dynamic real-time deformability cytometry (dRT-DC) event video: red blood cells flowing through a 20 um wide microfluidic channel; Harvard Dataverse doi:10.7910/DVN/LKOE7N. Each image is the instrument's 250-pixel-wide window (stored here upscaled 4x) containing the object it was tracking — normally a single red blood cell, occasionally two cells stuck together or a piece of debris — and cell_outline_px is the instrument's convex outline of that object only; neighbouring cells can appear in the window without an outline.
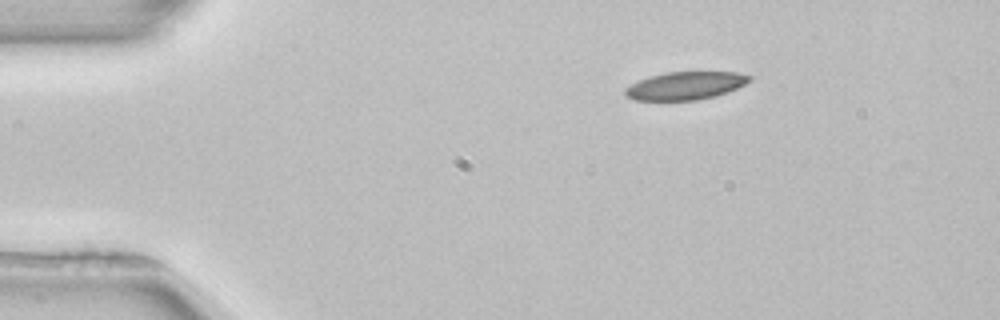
{"species": "common noctule bat (a hibernating species)", "species_latin": "Nyctalus noctula", "temperature_condition": "room temperature", "stored_images_in_passage": 45, "camera_frame_rate_fps": 3000, "um_per_image_px": 0.085, "animal": {"sex": "female", "body_mass_g": 22.7, "forearm_length_mm": 54.2}, "frame": {"image": 1, "passage_image": 1, "time_ms": 0.0, "image_size_px": [1000, 320], "cell_outline_px": [[752, 80], [728, 92], [696, 100], [632, 100], [624, 92], [624, 88], [640, 80], [652, 76], [668, 72], [736, 72], [752, 76]], "centroid_in_image_um": [58.27, 7.28], "position_along_channel_um": 26.7, "area_um2": 19.94}}
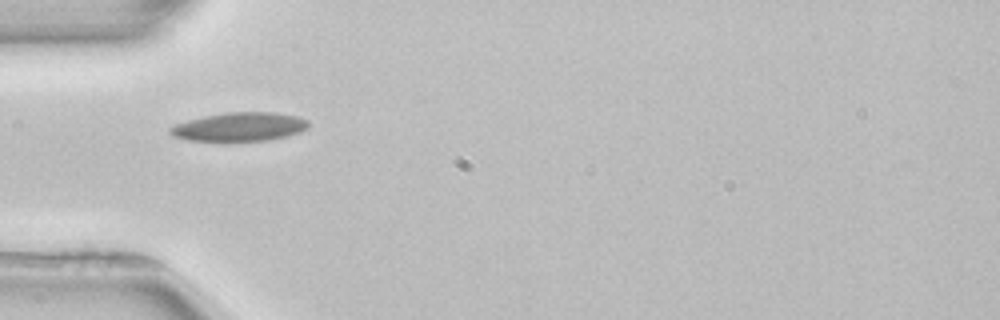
{"frame": {"image": 2, "passage_image": 9, "time_ms": 2.667, "image_size_px": [1000, 320], "cell_outline_px": [[308, 128], [300, 132], [288, 136], [268, 140], [188, 140], [176, 136], [168, 132], [168, 128], [176, 124], [188, 120], [204, 116], [224, 112], [276, 112], [296, 116], [308, 120]], "centroid_in_image_um": [20.39, 10.76], "position_along_channel_um": 64.6, "area_um2": 22.95}}
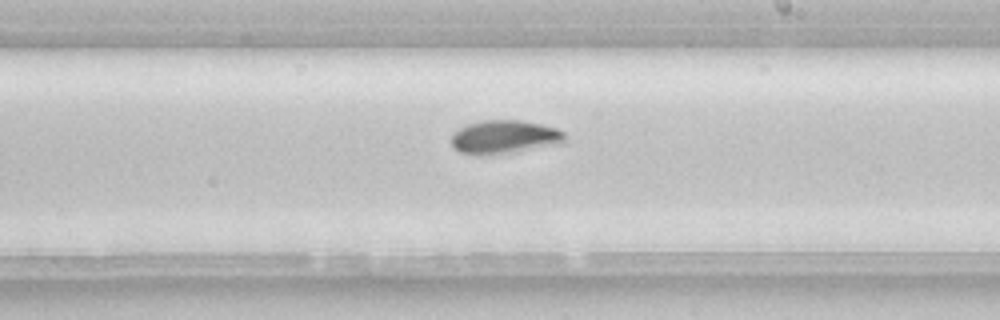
{"frame": {"image": 3, "passage_image": 23, "time_ms": 7.333, "image_size_px": [1000, 320], "cell_outline_px": [[564, 140], [560, 144], [480, 156], [476, 156], [460, 152], [452, 144], [452, 136], [460, 128], [468, 124], [480, 120], [520, 120], [544, 124], [556, 128], [564, 132]], "centroid_in_image_um": [42.87, 11.63], "position_along_channel_um": 246.1, "area_um2": 21.91}, "authors_computed_cell_mechanics": {"area_um2": 21.5016, "velocity_mm_per_s": 3.9103, "shape_relaxation_time_tau1_ms": 6.2523, "shape_relaxation_time_tau2_ms": 11.1998, "deformation_change_tau1": 0.1711, "deformation_change_tau2": 0.1364}}